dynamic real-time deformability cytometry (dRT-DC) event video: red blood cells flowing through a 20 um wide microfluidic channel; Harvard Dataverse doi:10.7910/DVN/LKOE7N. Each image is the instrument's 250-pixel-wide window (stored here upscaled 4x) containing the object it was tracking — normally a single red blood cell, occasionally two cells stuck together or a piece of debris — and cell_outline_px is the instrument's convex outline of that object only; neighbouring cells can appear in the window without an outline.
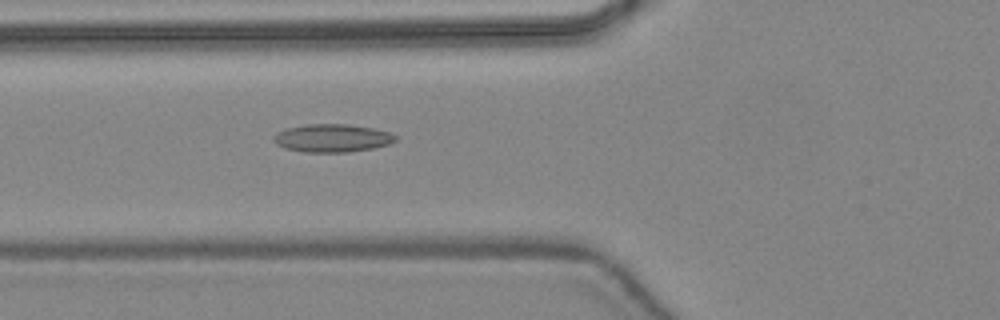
{"species": "common noctule bat (a hibernating species)", "species_latin": "Nyctalus noctula", "temperature_condition": "warm", "stored_images_in_passage": 34, "camera_frame_rate_fps": 3000, "um_per_image_px": 0.085, "animal": {"sex": "female", "body_mass_g": 24.6, "forearm_length_mm": 56.2}, "frame": {"image": 1, "passage_image": 6, "time_ms": 1.667, "image_size_px": [1000, 320], "cell_outline_px": [[396, 140], [388, 144], [372, 148], [348, 152], [304, 152], [284, 148], [276, 144], [272, 140], [272, 136], [276, 132], [288, 128], [308, 124], [348, 124], [372, 128], [388, 132], [396, 136]], "centroid_in_image_um": [28.18, 11.74], "position_along_channel_um": 97.6, "area_um2": 19.83}}
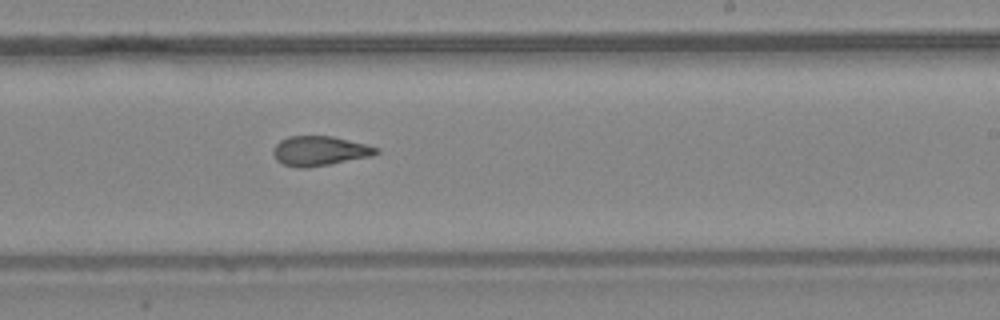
{"frame": {"image": 2, "passage_image": 17, "time_ms": 5.333, "image_size_px": [1000, 320], "cell_outline_px": [[380, 152], [372, 156], [308, 168], [296, 168], [284, 164], [276, 160], [272, 152], [272, 148], [280, 140], [288, 136], [332, 136], [368, 144], [380, 148]], "centroid_in_image_um": [27.18, 12.82], "position_along_channel_um": 261.8, "area_um2": 18.03}}
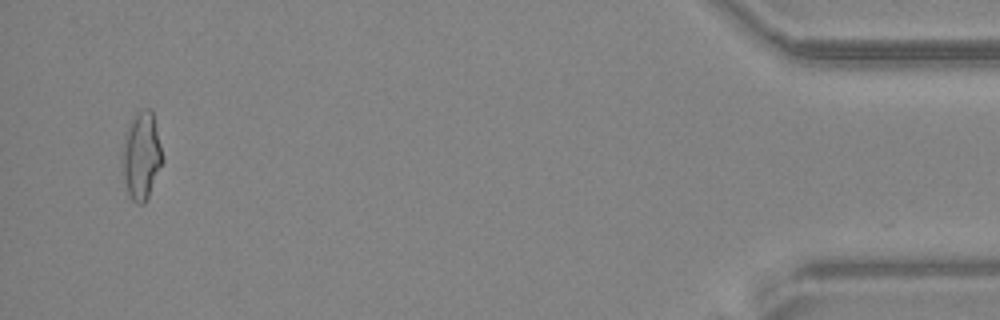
{"frame": {"image": 3, "passage_image": 33, "time_ms": 10.667, "image_size_px": [1000, 320], "cell_outline_px": [[164, 160], [148, 196], [144, 204], [136, 204], [132, 200], [128, 192], [124, 180], [120, 156], [124, 136], [128, 124], [140, 112], [148, 108], [152, 108]], "centroid_in_image_um": [12.01, 13.25], "position_along_channel_um": 423.2, "area_um2": 20.58}, "authors_computed_cell_mechanics": {"area_um2": 18.3804, "velocity_mm_per_s": 4.4706, "shape_relaxation_time_tau1_ms": null, "shape_relaxation_time_tau2_ms": 1.7173, "deformation_change_tau1": null, "deformation_change_tau2": 0.0915}}